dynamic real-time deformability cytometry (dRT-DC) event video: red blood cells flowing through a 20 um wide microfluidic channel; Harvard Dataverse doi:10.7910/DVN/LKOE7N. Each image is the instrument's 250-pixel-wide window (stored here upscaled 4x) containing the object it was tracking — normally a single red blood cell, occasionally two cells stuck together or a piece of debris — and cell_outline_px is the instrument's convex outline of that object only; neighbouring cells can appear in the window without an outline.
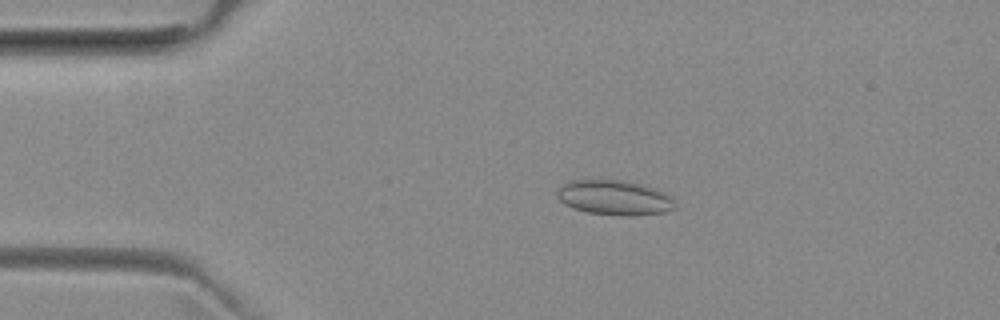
{"species": "common noctule bat (a hibernating species)", "species_latin": "Nyctalus noctula", "temperature_condition": "room temperature", "stored_images_in_passage": 51, "camera_frame_rate_fps": 3000, "um_per_image_px": 0.085, "animal": {"sex": "female", "body_mass_g": 29.2, "forearm_length_mm": 56.3}, "frame": {"image": 1, "passage_image": 10, "time_ms": 3.0, "image_size_px": [1000, 320], "cell_outline_px": [[676, 208], [664, 212], [632, 216], [620, 216], [588, 212], [572, 208], [564, 204], [556, 196], [556, 192], [564, 184], [572, 180], [616, 180], [640, 184], [656, 188], [672, 196], [676, 200]], "centroid_in_image_um": [52.27, 16.81], "position_along_channel_um": 32.7, "area_um2": 24.04}}
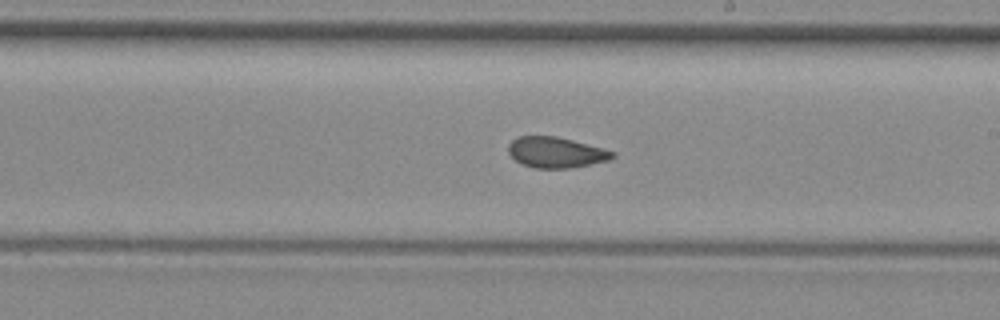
{"frame": {"image": 2, "passage_image": 29, "time_ms": 9.333, "image_size_px": [1000, 320], "cell_outline_px": [[616, 156], [608, 160], [568, 168], [532, 168], [520, 164], [508, 152], [508, 144], [512, 140], [520, 136], [556, 136], [604, 148], [616, 152]], "centroid_in_image_um": [47.24, 12.95], "position_along_channel_um": 241.8, "area_um2": 18.61}}
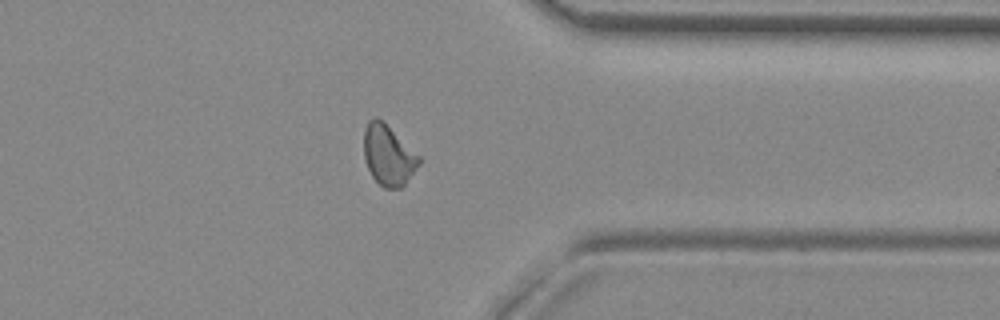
{"frame": {"image": 3, "passage_image": 40, "time_ms": 13.0, "image_size_px": [1000, 320], "cell_outline_px": [[420, 164], [404, 184], [400, 188], [384, 188], [372, 176], [364, 160], [364, 128], [368, 120], [376, 116], [420, 156]], "centroid_in_image_um": [32.98, 13.2], "position_along_channel_um": 378.4, "area_um2": 19.07}, "authors_computed_cell_mechanics": {"area_um2": 19.1896, "velocity_mm_per_s": 3.9585, "shape_relaxation_time_tau1_ms": null, "shape_relaxation_time_tau2_ms": 1.4395, "deformation_change_tau1": null, "deformation_change_tau2": 0.0784}}